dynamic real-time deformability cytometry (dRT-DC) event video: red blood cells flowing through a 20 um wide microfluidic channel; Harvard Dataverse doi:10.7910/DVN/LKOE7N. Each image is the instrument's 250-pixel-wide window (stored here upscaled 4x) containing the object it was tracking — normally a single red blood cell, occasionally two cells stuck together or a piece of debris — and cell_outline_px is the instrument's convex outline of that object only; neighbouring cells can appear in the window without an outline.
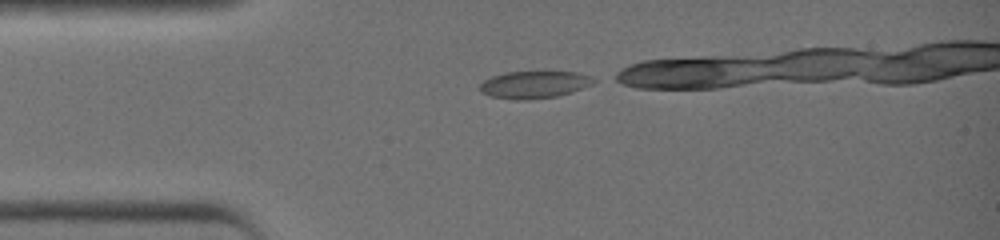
{"species": "common noctule bat (a hibernating species)", "species_latin": "Nyctalus noctula", "temperature_condition": "warm", "stored_images_in_passage": 12, "camera_frame_rate_fps": 3000, "um_per_image_px": 0.085, "animal": {"sex": "female", "body_mass_g": 19.0, "forearm_length_mm": 51.5}, "frame": {"image": 1, "passage_image": 1, "time_ms": 0.0, "image_size_px": [1000, 240], "cell_outline_px": [[600, 80], [592, 84], [572, 92], [556, 96], [528, 100], [516, 100], [488, 96], [480, 92], [480, 84], [484, 80], [492, 76], [504, 72], [576, 72], [592, 76]], "centroid_in_image_um": [45.42, 7.19], "position_along_channel_um": 39.6, "area_um2": 18.26}}
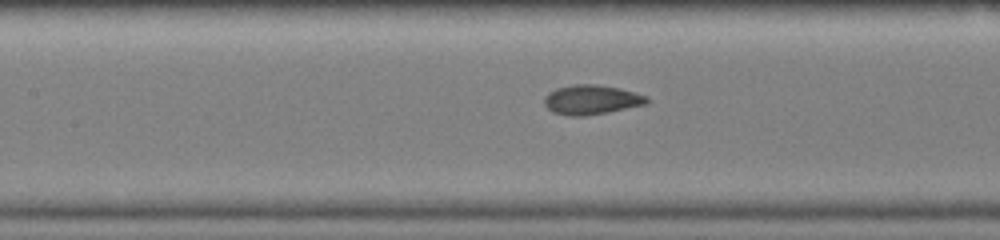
{"frame": {"image": 2, "passage_image": 10, "time_ms": 3.0, "image_size_px": [1000, 240], "cell_outline_px": [[652, 100], [648, 104], [608, 112], [584, 116], [568, 116], [552, 112], [544, 104], [544, 96], [548, 92], [556, 88], [572, 84], [596, 84], [620, 88], [648, 96]], "centroid_in_image_um": [50.29, 8.47], "position_along_channel_um": 157.1, "area_um2": 17.98}}